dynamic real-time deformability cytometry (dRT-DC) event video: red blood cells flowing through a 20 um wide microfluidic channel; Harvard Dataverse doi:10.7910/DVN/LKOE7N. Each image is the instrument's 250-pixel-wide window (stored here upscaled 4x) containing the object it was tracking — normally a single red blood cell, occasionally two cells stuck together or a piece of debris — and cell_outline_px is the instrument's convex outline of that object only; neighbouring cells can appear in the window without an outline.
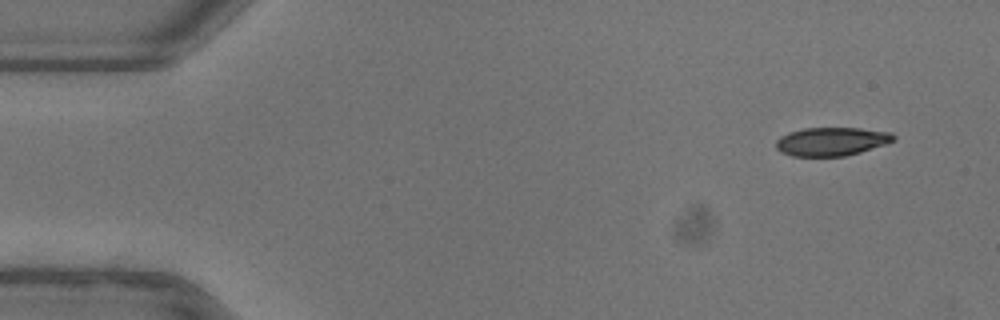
{"species": "common noctule bat (a hibernating species)", "species_latin": "Nyctalus noctula", "temperature_condition": "warm", "stored_images_in_passage": 49, "camera_frame_rate_fps": 3000, "um_per_image_px": 0.085, "animal": {"sex": "female"}, "frame": {"image": 1, "passage_image": 1, "time_ms": 0.0, "image_size_px": [1000, 320], "cell_outline_px": [[896, 140], [860, 152], [844, 156], [792, 156], [780, 152], [776, 148], [776, 140], [780, 136], [788, 132], [804, 128], [860, 128], [892, 132], [896, 136]], "centroid_in_image_um": [70.67, 12.02], "position_along_channel_um": 14.3, "area_um2": 19.59}}
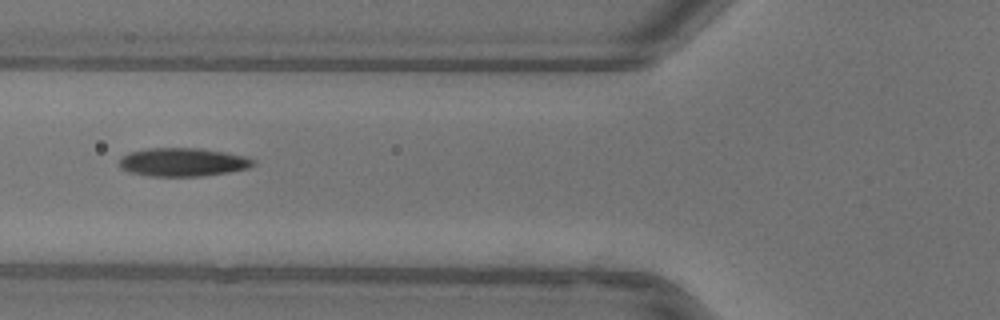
{"frame": {"image": 2, "passage_image": 17, "time_ms": 5.333, "image_size_px": [1000, 320], "cell_outline_px": [[256, 164], [248, 168], [228, 172], [204, 176], [148, 176], [128, 172], [120, 168], [120, 160], [124, 156], [132, 152], [148, 148], [200, 148], [224, 152], [244, 156], [256, 160]], "centroid_in_image_um": [15.57, 13.79], "position_along_channel_um": 110.2, "area_um2": 22.14}}
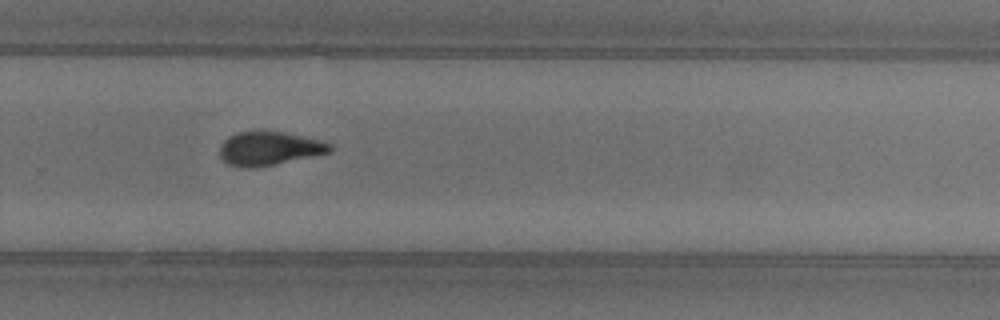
{"frame": {"image": 3, "passage_image": 32, "time_ms": 10.333, "image_size_px": [1000, 320], "cell_outline_px": [[332, 152], [256, 168], [244, 168], [228, 164], [220, 156], [220, 144], [228, 136], [236, 132], [284, 132], [332, 144]], "centroid_in_image_um": [22.85, 12.64], "position_along_channel_um": 307.0, "area_um2": 21.39}, "authors_computed_cell_mechanics": {"area_um2": 21.386, "velocity_mm_per_s": 3.9327, "shape_relaxation_time_tau1_ms": 3.4263, "shape_relaxation_time_tau2_ms": 2.5916, "deformation_change_tau1": 0.1738, "deformation_change_tau2": 0.1025}}